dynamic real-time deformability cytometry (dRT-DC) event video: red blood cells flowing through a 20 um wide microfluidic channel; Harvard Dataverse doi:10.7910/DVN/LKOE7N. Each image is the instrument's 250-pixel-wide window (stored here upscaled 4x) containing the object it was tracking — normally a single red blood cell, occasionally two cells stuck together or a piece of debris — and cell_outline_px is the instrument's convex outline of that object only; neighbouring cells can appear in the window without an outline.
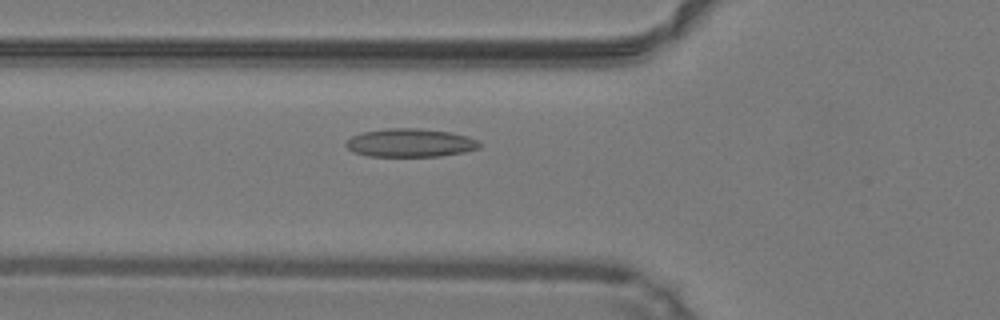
{"species": "common noctule bat (a hibernating species)", "species_latin": "Nyctalus noctula", "temperature_condition": "warm", "stored_images_in_passage": 33, "camera_frame_rate_fps": 3000, "um_per_image_px": 0.085, "animal": {"sex": "male", "body_mass_g": 19.2, "forearm_length_mm": 51.8}, "frame": {"image": 1, "passage_image": 5, "time_ms": 1.333, "image_size_px": [1000, 320], "cell_outline_px": [[480, 148], [464, 152], [440, 156], [368, 156], [356, 152], [348, 148], [344, 144], [352, 136], [360, 132], [388, 128], [420, 128], [452, 132], [468, 136], [480, 140]], "centroid_in_image_um": [34.91, 12.13], "position_along_channel_um": 90.9, "area_um2": 22.2}}
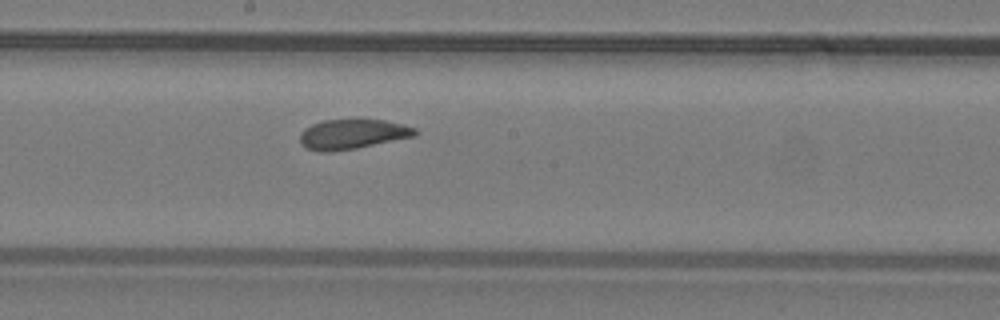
{"frame": {"image": 2, "passage_image": 14, "time_ms": 4.333, "image_size_px": [1000, 320], "cell_outline_px": [[420, 132], [416, 136], [356, 148], [332, 152], [320, 152], [308, 148], [300, 144], [300, 132], [304, 128], [320, 120], [356, 116], [384, 120], [404, 124], [416, 128]], "centroid_in_image_um": [29.97, 11.34], "position_along_channel_um": 218.2, "area_um2": 21.1}}
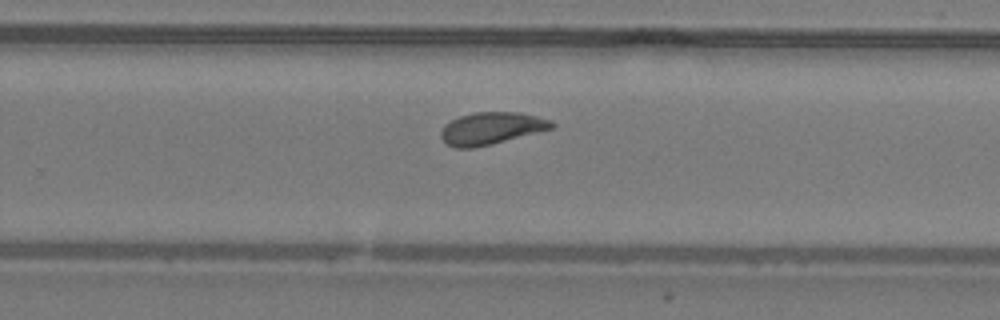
{"frame": {"image": 3, "passage_image": 19, "time_ms": 6.0, "image_size_px": [1000, 320], "cell_outline_px": [[556, 124], [552, 128], [492, 144], [472, 148], [456, 148], [448, 144], [440, 136], [440, 132], [444, 124], [460, 116], [476, 112], [520, 112], [552, 120]], "centroid_in_image_um": [41.75, 10.9], "position_along_channel_um": 288.0, "area_um2": 20.63}, "authors_computed_cell_mechanics": {"area_um2": 20.519, "velocity_mm_per_s": 4.2218, "shape_relaxation_time_tau1_ms": 6.2904, "shape_relaxation_time_tau2_ms": 1.5394, "deformation_change_tau1": 0.1382, "deformation_change_tau2": 0.0842}}